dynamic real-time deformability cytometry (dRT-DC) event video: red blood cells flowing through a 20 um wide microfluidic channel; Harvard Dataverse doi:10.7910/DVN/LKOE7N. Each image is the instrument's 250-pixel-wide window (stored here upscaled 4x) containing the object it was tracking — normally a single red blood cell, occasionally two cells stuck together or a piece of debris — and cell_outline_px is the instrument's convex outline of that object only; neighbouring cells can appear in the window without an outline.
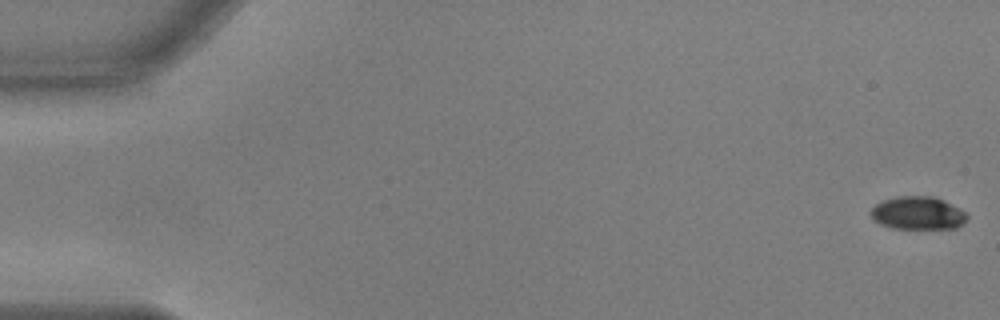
{"species": "common noctule bat (a hibernating species)", "species_latin": "Nyctalus noctula", "temperature_condition": "warm", "stored_images_in_passage": 14, "camera_frame_rate_fps": 3000, "um_per_image_px": 0.085, "animal": {"sex": "male", "body_mass_g": 17.9, "forearm_length_mm": 54.2}, "frame": {"image": 1, "passage_image": 1, "time_ms": 0.0, "image_size_px": [1000, 320], "cell_outline_px": [[968, 220], [964, 224], [956, 228], [892, 228], [880, 224], [872, 220], [868, 212], [876, 204], [884, 200], [896, 196], [932, 196], [944, 200], [964, 212], [968, 216]], "centroid_in_image_um": [77.99, 18.11], "position_along_channel_um": 7.0, "area_um2": 18.61}}
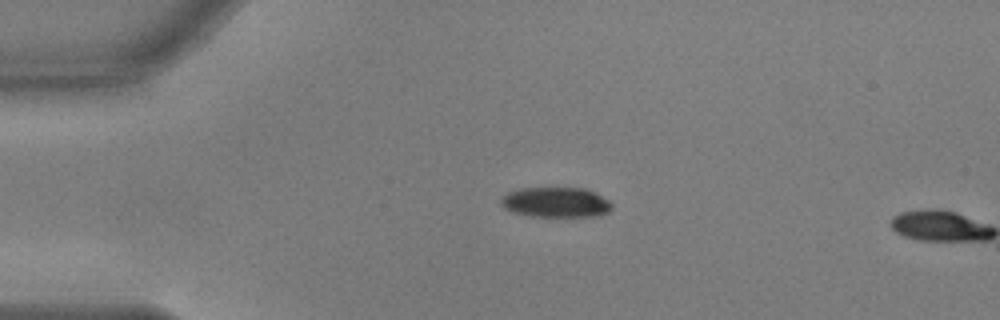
{"frame": {"image": 2, "passage_image": 13, "time_ms": 4.0, "image_size_px": [1000, 320], "cell_outline_px": [[612, 208], [608, 212], [600, 216], [528, 216], [512, 212], [504, 208], [500, 204], [500, 200], [508, 192], [520, 188], [584, 188], [596, 192], [608, 200], [612, 204]], "centroid_in_image_um": [47.25, 17.19], "position_along_channel_um": 37.8, "area_um2": 19.59}}